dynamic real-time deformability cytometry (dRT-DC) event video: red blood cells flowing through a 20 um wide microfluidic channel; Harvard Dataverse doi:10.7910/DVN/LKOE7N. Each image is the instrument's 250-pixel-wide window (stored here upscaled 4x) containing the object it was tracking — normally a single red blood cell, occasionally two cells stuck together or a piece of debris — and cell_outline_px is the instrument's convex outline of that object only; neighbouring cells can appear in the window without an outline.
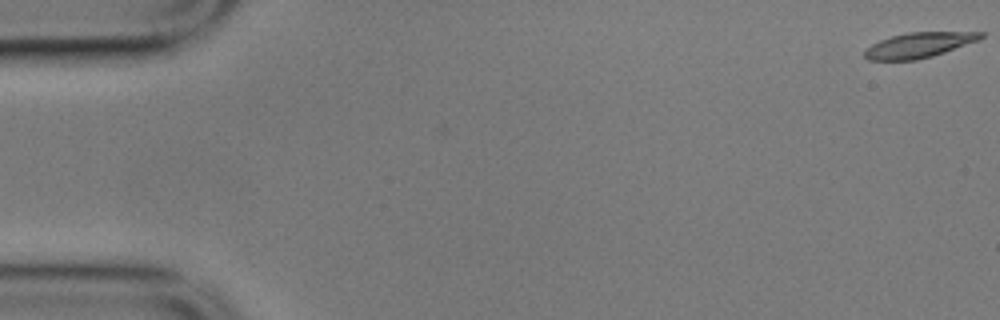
{"species": "common noctule bat (a hibernating species)", "species_latin": "Nyctalus noctula", "temperature_condition": "cold", "stored_images_in_passage": 3, "camera_frame_rate_fps": 3000, "um_per_image_px": 0.085, "animal": {"sex": "male", "body_mass_g": 17.9}, "frame": {"image": 1, "passage_image": 3, "time_ms": 0.667, "image_size_px": [1000, 320], "cell_outline_px": [[984, 36], [976, 40], [944, 52], [932, 56], [916, 60], [868, 60], [864, 56], [864, 52], [872, 44], [880, 40], [892, 36], [908, 32], [984, 32]], "centroid_in_image_um": [78.06, 3.83], "position_along_channel_um": 6.9, "area_um2": 16.7}}